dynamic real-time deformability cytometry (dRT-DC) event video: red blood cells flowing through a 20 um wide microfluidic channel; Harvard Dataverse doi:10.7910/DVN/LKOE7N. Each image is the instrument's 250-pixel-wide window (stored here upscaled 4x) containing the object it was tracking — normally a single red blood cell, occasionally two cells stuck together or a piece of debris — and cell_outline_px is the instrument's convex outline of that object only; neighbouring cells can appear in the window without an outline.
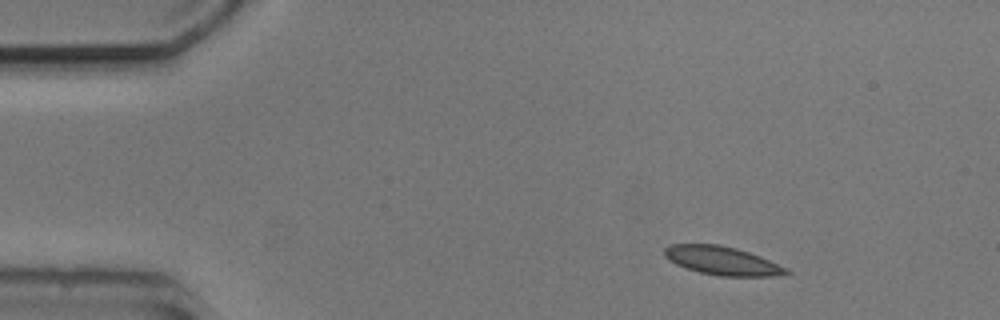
{"species": "common noctule bat (a hibernating species)", "species_latin": "Nyctalus noctula", "temperature_condition": "cold", "stored_images_in_passage": 3, "camera_frame_rate_fps": 3000, "um_per_image_px": 0.085, "animal": {"sex": "male", "body_mass_g": 20.5, "forearm_length_mm": 52.5}, "frame": {"image": 1, "passage_image": 1, "time_ms": 0.0, "image_size_px": [1000, 320], "cell_outline_px": [[792, 272], [772, 276], [720, 276], [700, 272], [676, 264], [664, 256], [664, 248], [668, 244], [720, 244], [736, 248], [760, 256], [788, 268]], "centroid_in_image_um": [61.38, 22.15], "position_along_channel_um": 23.6, "area_um2": 20.17}}
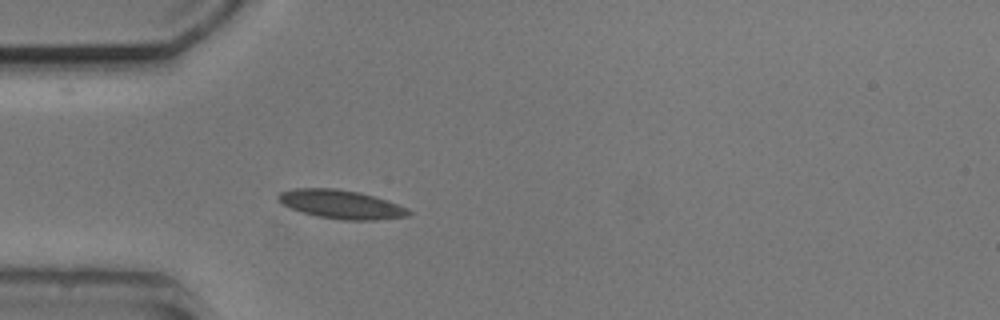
{"frame": {"image": 2, "passage_image": 3, "time_ms": 2.667, "image_size_px": [1000, 320], "cell_outline_px": [[412, 212], [408, 216], [376, 220], [344, 220], [316, 216], [292, 208], [276, 200], [276, 196], [280, 192], [296, 188], [336, 188], [360, 192], [388, 200], [408, 208]], "centroid_in_image_um": [29.02, 17.36], "position_along_channel_um": 56.0, "area_um2": 21.85}}